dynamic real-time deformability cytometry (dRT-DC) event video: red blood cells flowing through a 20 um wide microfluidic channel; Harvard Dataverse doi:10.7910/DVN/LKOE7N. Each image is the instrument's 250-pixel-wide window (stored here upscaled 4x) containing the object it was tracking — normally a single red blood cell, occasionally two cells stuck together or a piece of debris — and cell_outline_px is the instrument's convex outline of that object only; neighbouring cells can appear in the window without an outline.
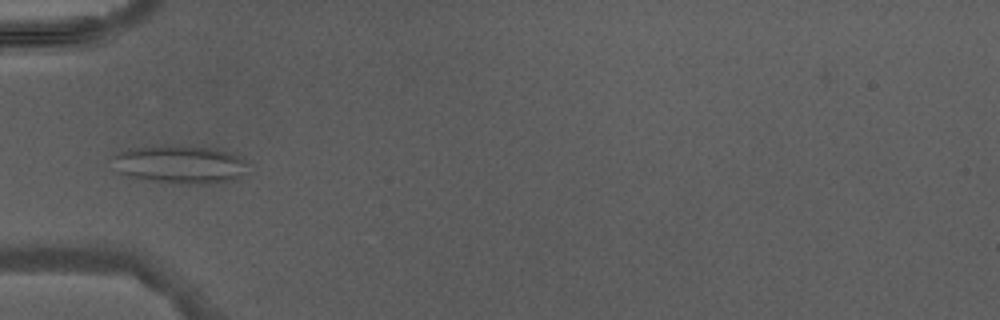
{"species": "Egyptian fruit bat (a non-hibernating species)", "species_latin": "Rousettus aegyptiacus", "temperature_condition": "warm", "stored_images_in_passage": 6, "camera_frame_rate_fps": 3000, "um_per_image_px": 0.085, "animal": {"sex": "male"}, "frame": {"image": 1, "passage_image": 5, "time_ms": 5.0, "image_size_px": [1000, 320], "cell_outline_px": [[244, 172], [236, 180], [204, 184], [184, 184], [156, 180], [132, 176], [120, 172], [112, 156], [128, 148], [164, 144], [184, 144], [216, 148], [232, 152], [244, 160]], "centroid_in_image_um": [15.34, 13.92], "position_along_channel_um": 69.7, "area_um2": 30.11}}